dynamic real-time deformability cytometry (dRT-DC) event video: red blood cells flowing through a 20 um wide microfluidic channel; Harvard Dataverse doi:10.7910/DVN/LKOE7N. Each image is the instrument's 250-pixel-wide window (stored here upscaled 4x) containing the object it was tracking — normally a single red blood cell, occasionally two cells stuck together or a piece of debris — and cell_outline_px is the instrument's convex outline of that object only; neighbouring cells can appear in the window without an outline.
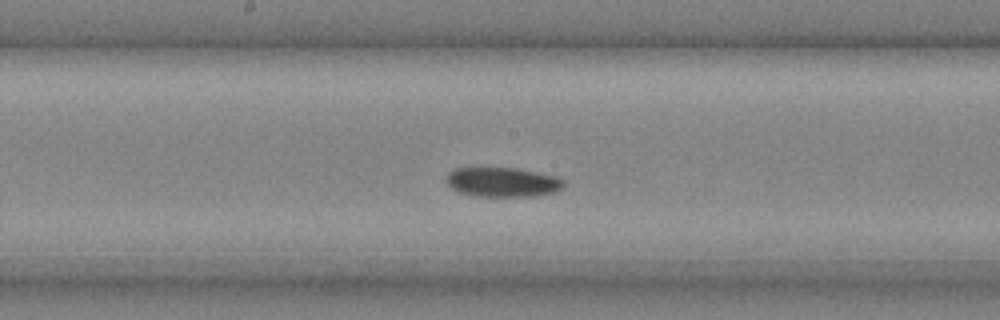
{"species": "common noctule bat (a hibernating species)", "species_latin": "Nyctalus noctula", "temperature_condition": "cold", "stored_images_in_passage": 35, "camera_frame_rate_fps": 3000, "um_per_image_px": 0.085, "animal": {"sex": "male", "body_mass_g": 20.4}, "frame": {"image": 1, "passage_image": 16, "time_ms": 5.0, "image_size_px": [1000, 320], "cell_outline_px": [[564, 184], [556, 192], [536, 196], [476, 196], [460, 192], [452, 188], [448, 184], [448, 172], [456, 168], [516, 168], [556, 176], [564, 180]], "centroid_in_image_um": [42.75, 15.48], "position_along_channel_um": 205.5, "area_um2": 20.0}}
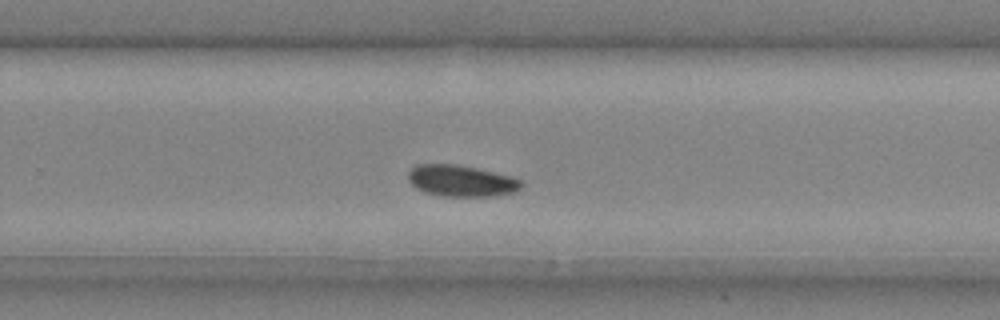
{"frame": {"image": 2, "passage_image": 21, "time_ms": 6.667, "image_size_px": [1000, 320], "cell_outline_px": [[524, 184], [516, 192], [496, 196], [440, 196], [416, 188], [408, 180], [408, 172], [416, 164], [456, 164], [476, 168], [512, 176], [520, 180]], "centroid_in_image_um": [39.23, 15.37], "position_along_channel_um": 290.6, "area_um2": 20.75}}
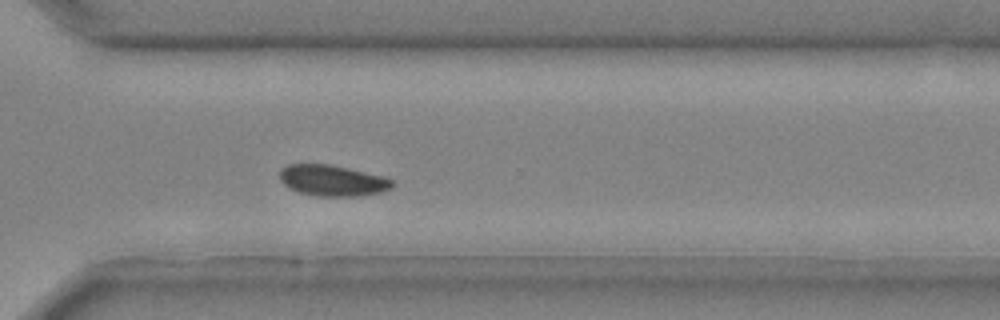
{"frame": {"image": 3, "passage_image": 24, "time_ms": 7.667, "image_size_px": [1000, 320], "cell_outline_px": [[396, 184], [392, 188], [380, 192], [360, 196], [316, 196], [300, 192], [288, 188], [280, 180], [280, 168], [288, 164], [328, 164], [348, 168], [384, 176], [392, 180]], "centroid_in_image_um": [28.26, 15.34], "position_along_channel_um": 342.3, "area_um2": 20.46}}